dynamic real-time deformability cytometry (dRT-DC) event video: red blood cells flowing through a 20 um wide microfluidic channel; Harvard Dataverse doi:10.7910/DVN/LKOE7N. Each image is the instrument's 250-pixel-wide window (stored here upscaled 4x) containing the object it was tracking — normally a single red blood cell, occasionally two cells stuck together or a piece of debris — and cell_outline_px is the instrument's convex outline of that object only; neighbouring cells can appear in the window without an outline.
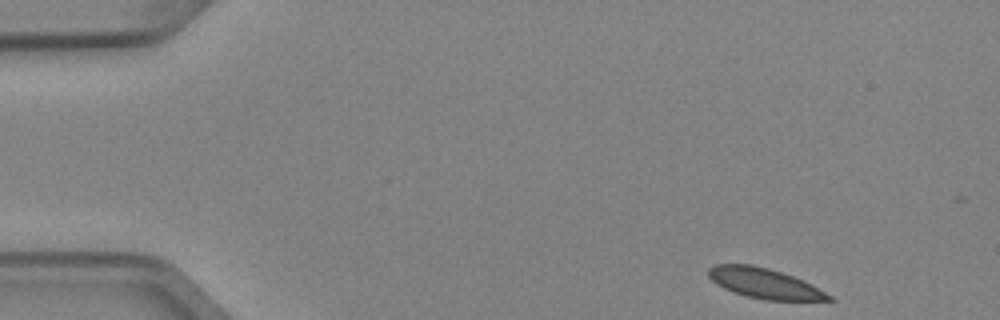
{"species": "Egyptian fruit bat (a non-hibernating species)", "species_latin": "Rousettus aegyptiacus", "temperature_condition": "cold", "stored_images_in_passage": 4, "camera_frame_rate_fps": 3000, "um_per_image_px": 0.085, "animal": {"sex": "female"}, "frame": {"image": 1, "passage_image": 1, "time_ms": 0.0, "image_size_px": [1000, 320], "cell_outline_px": [[836, 300], [764, 300], [732, 292], [716, 284], [708, 276], [708, 268], [716, 264], [752, 264], [768, 268], [804, 280], [812, 284], [832, 296]], "centroid_in_image_um": [64.97, 24.08], "position_along_channel_um": 20.0, "area_um2": 21.1}}
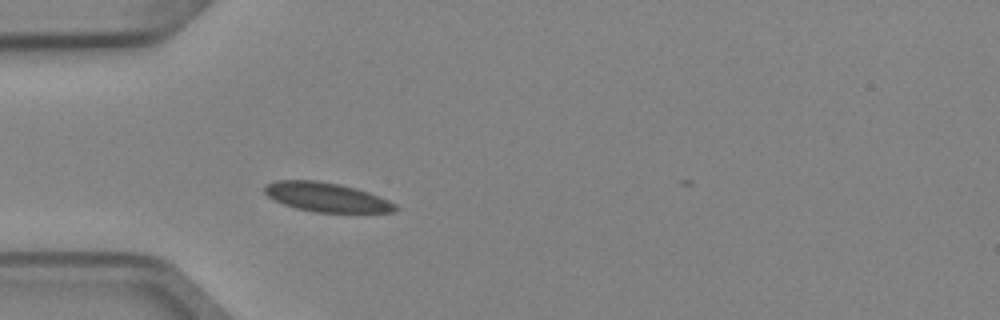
{"frame": {"image": 2, "passage_image": 4, "time_ms": 1.0, "image_size_px": [1000, 320], "cell_outline_px": [[400, 208], [396, 212], [316, 212], [296, 208], [284, 204], [268, 196], [264, 192], [264, 184], [276, 180], [316, 180], [340, 184], [356, 188], [368, 192], [388, 200], [396, 204]], "centroid_in_image_um": [27.76, 16.75], "position_along_channel_um": 57.2, "area_um2": 22.25}}